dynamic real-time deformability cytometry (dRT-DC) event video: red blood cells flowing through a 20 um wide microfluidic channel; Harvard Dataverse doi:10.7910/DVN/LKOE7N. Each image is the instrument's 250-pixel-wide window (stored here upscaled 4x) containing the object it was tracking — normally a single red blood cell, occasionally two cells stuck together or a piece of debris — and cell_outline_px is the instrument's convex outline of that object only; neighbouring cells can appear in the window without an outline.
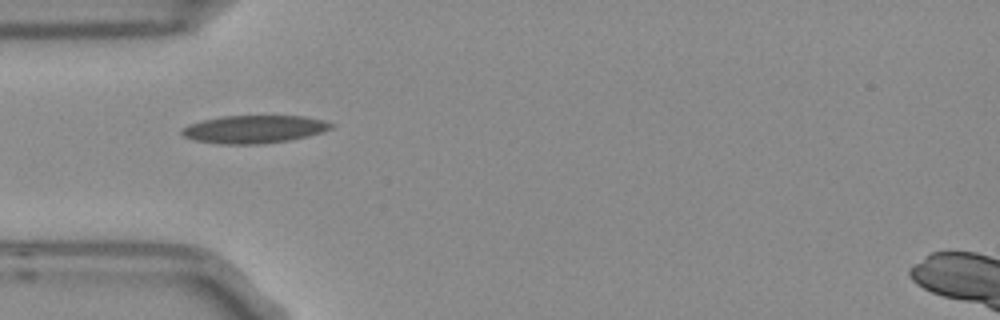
{"species": "Egyptian fruit bat (a non-hibernating species)", "species_latin": "Rousettus aegyptiacus", "temperature_condition": "room temperature", "stored_images_in_passage": 9, "camera_frame_rate_fps": 3000, "um_per_image_px": 0.085, "frame": {"image": 1, "passage_image": 3, "time_ms": 0.667, "image_size_px": [1000, 320], "cell_outline_px": [[336, 124], [332, 128], [308, 136], [288, 140], [260, 144], [220, 144], [196, 140], [184, 136], [180, 132], [188, 124], [204, 120], [224, 116], [304, 116], [324, 120]], "centroid_in_image_um": [21.63, 10.98], "position_along_channel_um": 63.4, "area_um2": 24.04}}
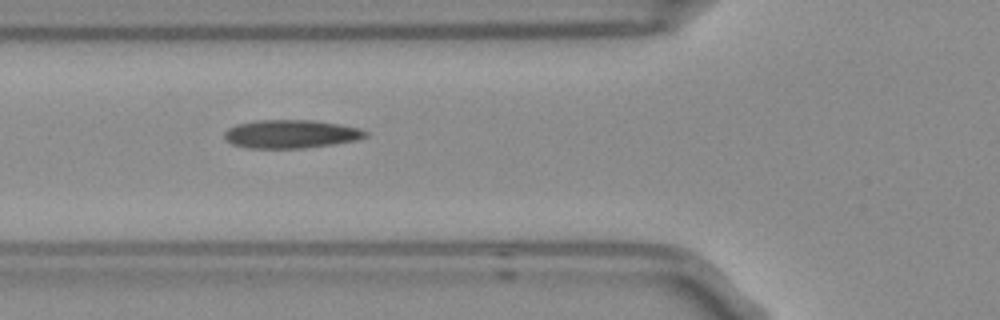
{"frame": {"image": 2, "passage_image": 4, "time_ms": 1.0, "image_size_px": [1000, 320], "cell_outline_px": [[368, 136], [360, 140], [304, 148], [248, 148], [232, 144], [224, 136], [224, 132], [228, 128], [236, 124], [256, 120], [316, 120], [340, 124], [360, 128], [368, 132]], "centroid_in_image_um": [24.77, 11.38], "position_along_channel_um": 101.0, "area_um2": 23.52}}
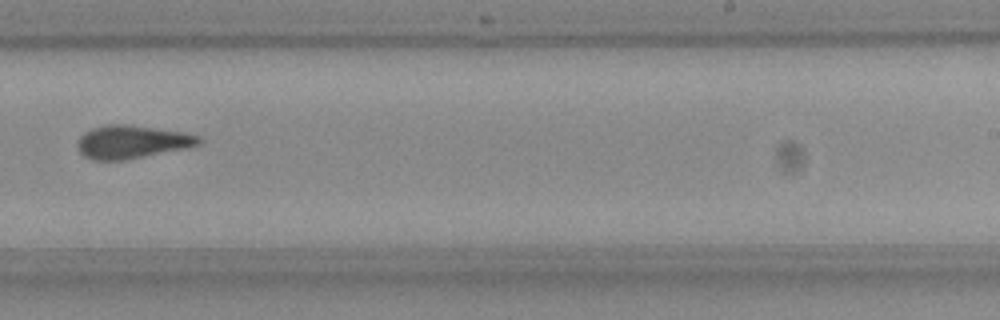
{"frame": {"image": 3, "passage_image": 8, "time_ms": 2.333, "image_size_px": [1000, 320], "cell_outline_px": [[204, 140], [200, 144], [184, 148], [120, 160], [92, 160], [84, 156], [76, 148], [76, 140], [84, 132], [92, 128], [108, 124], [124, 124], [184, 132], [200, 136]], "centroid_in_image_um": [11.16, 12.05], "position_along_channel_um": 277.8, "area_um2": 23.24}}